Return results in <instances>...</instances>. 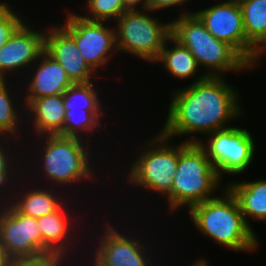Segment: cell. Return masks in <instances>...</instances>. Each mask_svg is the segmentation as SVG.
<instances>
[{
    "label": "cell",
    "mask_w": 266,
    "mask_h": 266,
    "mask_svg": "<svg viewBox=\"0 0 266 266\" xmlns=\"http://www.w3.org/2000/svg\"><path fill=\"white\" fill-rule=\"evenodd\" d=\"M223 193L189 209L193 225L204 237L234 251L253 252L259 247L258 236L240 210L236 198L224 186Z\"/></svg>",
    "instance_id": "2"
},
{
    "label": "cell",
    "mask_w": 266,
    "mask_h": 266,
    "mask_svg": "<svg viewBox=\"0 0 266 266\" xmlns=\"http://www.w3.org/2000/svg\"><path fill=\"white\" fill-rule=\"evenodd\" d=\"M104 225L103 232L97 238L98 242L92 245L95 250L93 249L90 254L91 258L86 259L92 266L157 265V263H153L155 261L150 256L152 251L147 249L149 247H146L147 242H144V238L141 240V237L138 238L135 234L126 235V232H120L110 222H106Z\"/></svg>",
    "instance_id": "10"
},
{
    "label": "cell",
    "mask_w": 266,
    "mask_h": 266,
    "mask_svg": "<svg viewBox=\"0 0 266 266\" xmlns=\"http://www.w3.org/2000/svg\"><path fill=\"white\" fill-rule=\"evenodd\" d=\"M221 181L199 143L181 142L172 189L165 196L167 209L177 212L186 206L189 210L196 204L215 198L214 190L222 185Z\"/></svg>",
    "instance_id": "5"
},
{
    "label": "cell",
    "mask_w": 266,
    "mask_h": 266,
    "mask_svg": "<svg viewBox=\"0 0 266 266\" xmlns=\"http://www.w3.org/2000/svg\"><path fill=\"white\" fill-rule=\"evenodd\" d=\"M87 15H80L89 21L107 22L111 19L116 21L127 11L122 0H85Z\"/></svg>",
    "instance_id": "25"
},
{
    "label": "cell",
    "mask_w": 266,
    "mask_h": 266,
    "mask_svg": "<svg viewBox=\"0 0 266 266\" xmlns=\"http://www.w3.org/2000/svg\"><path fill=\"white\" fill-rule=\"evenodd\" d=\"M8 85H9V81L6 80L0 86V139H9V138L12 139L13 138L14 140V138H16L17 140L18 138L17 133H20L22 131L21 125L22 126L28 125L29 123L25 121V118L24 119L22 118L24 116L22 114V110L25 109L24 106L23 108L22 107L20 108L16 104L18 103L16 101L17 96L11 92L12 90L9 89L10 87H7Z\"/></svg>",
    "instance_id": "21"
},
{
    "label": "cell",
    "mask_w": 266,
    "mask_h": 266,
    "mask_svg": "<svg viewBox=\"0 0 266 266\" xmlns=\"http://www.w3.org/2000/svg\"><path fill=\"white\" fill-rule=\"evenodd\" d=\"M171 36L191 52L199 67L205 68L206 76L250 71V64L232 46L210 34L194 11L183 10L179 18L171 21Z\"/></svg>",
    "instance_id": "4"
},
{
    "label": "cell",
    "mask_w": 266,
    "mask_h": 266,
    "mask_svg": "<svg viewBox=\"0 0 266 266\" xmlns=\"http://www.w3.org/2000/svg\"><path fill=\"white\" fill-rule=\"evenodd\" d=\"M169 41L174 44L172 48L167 45ZM155 62L162 63L161 66L169 72L170 76L181 80L195 77L199 70L195 57L172 36L166 41Z\"/></svg>",
    "instance_id": "20"
},
{
    "label": "cell",
    "mask_w": 266,
    "mask_h": 266,
    "mask_svg": "<svg viewBox=\"0 0 266 266\" xmlns=\"http://www.w3.org/2000/svg\"><path fill=\"white\" fill-rule=\"evenodd\" d=\"M217 40L232 46L249 64L256 48L246 39L241 6L233 1H221L194 12Z\"/></svg>",
    "instance_id": "12"
},
{
    "label": "cell",
    "mask_w": 266,
    "mask_h": 266,
    "mask_svg": "<svg viewBox=\"0 0 266 266\" xmlns=\"http://www.w3.org/2000/svg\"><path fill=\"white\" fill-rule=\"evenodd\" d=\"M188 1L192 0H146V9L156 12V10H165L173 6H182V4H186Z\"/></svg>",
    "instance_id": "30"
},
{
    "label": "cell",
    "mask_w": 266,
    "mask_h": 266,
    "mask_svg": "<svg viewBox=\"0 0 266 266\" xmlns=\"http://www.w3.org/2000/svg\"><path fill=\"white\" fill-rule=\"evenodd\" d=\"M205 138L208 144H204L196 136L184 142L199 143L220 178L223 177V173L233 176L244 173L253 162L256 145L250 131L230 126L217 130Z\"/></svg>",
    "instance_id": "8"
},
{
    "label": "cell",
    "mask_w": 266,
    "mask_h": 266,
    "mask_svg": "<svg viewBox=\"0 0 266 266\" xmlns=\"http://www.w3.org/2000/svg\"><path fill=\"white\" fill-rule=\"evenodd\" d=\"M35 135H61L65 123L64 94L33 99L24 109ZM27 116V117H26ZM30 118V119H28Z\"/></svg>",
    "instance_id": "17"
},
{
    "label": "cell",
    "mask_w": 266,
    "mask_h": 266,
    "mask_svg": "<svg viewBox=\"0 0 266 266\" xmlns=\"http://www.w3.org/2000/svg\"><path fill=\"white\" fill-rule=\"evenodd\" d=\"M230 1H233L234 3H237L238 5H241L247 1H250V0H230Z\"/></svg>",
    "instance_id": "35"
},
{
    "label": "cell",
    "mask_w": 266,
    "mask_h": 266,
    "mask_svg": "<svg viewBox=\"0 0 266 266\" xmlns=\"http://www.w3.org/2000/svg\"><path fill=\"white\" fill-rule=\"evenodd\" d=\"M34 186L35 188L29 187L30 190L27 189L26 192L24 187H20L22 191H18V193H15L16 195L13 196L11 204L20 213L34 218H40L54 213L66 203V197H61V193H59L60 191L58 190L55 192L56 189L54 186L51 185L49 186L50 188L45 185L43 187L39 186L38 188L36 185Z\"/></svg>",
    "instance_id": "18"
},
{
    "label": "cell",
    "mask_w": 266,
    "mask_h": 266,
    "mask_svg": "<svg viewBox=\"0 0 266 266\" xmlns=\"http://www.w3.org/2000/svg\"><path fill=\"white\" fill-rule=\"evenodd\" d=\"M11 6L7 2H0V17H2L9 9Z\"/></svg>",
    "instance_id": "33"
},
{
    "label": "cell",
    "mask_w": 266,
    "mask_h": 266,
    "mask_svg": "<svg viewBox=\"0 0 266 266\" xmlns=\"http://www.w3.org/2000/svg\"><path fill=\"white\" fill-rule=\"evenodd\" d=\"M0 251L4 259L53 252L42 240L37 218L20 213L11 203L0 206Z\"/></svg>",
    "instance_id": "11"
},
{
    "label": "cell",
    "mask_w": 266,
    "mask_h": 266,
    "mask_svg": "<svg viewBox=\"0 0 266 266\" xmlns=\"http://www.w3.org/2000/svg\"><path fill=\"white\" fill-rule=\"evenodd\" d=\"M12 140L13 139H0V170L19 171L18 169H20V170L24 169L23 167L17 168L16 167L17 165H15L16 164L15 159L17 158V155H15L16 153H14V152L12 153L10 151V146H11L10 142H12ZM4 145H6V146H4ZM12 154H13V156L15 155L16 157L15 156L12 157ZM14 167H16V168H14Z\"/></svg>",
    "instance_id": "29"
},
{
    "label": "cell",
    "mask_w": 266,
    "mask_h": 266,
    "mask_svg": "<svg viewBox=\"0 0 266 266\" xmlns=\"http://www.w3.org/2000/svg\"><path fill=\"white\" fill-rule=\"evenodd\" d=\"M190 266H209L208 262L204 258H199V260H196L192 265Z\"/></svg>",
    "instance_id": "34"
},
{
    "label": "cell",
    "mask_w": 266,
    "mask_h": 266,
    "mask_svg": "<svg viewBox=\"0 0 266 266\" xmlns=\"http://www.w3.org/2000/svg\"><path fill=\"white\" fill-rule=\"evenodd\" d=\"M25 170L26 169H24V170H20V171H4V170H0V193H2V194H4L3 196L0 194V206H5V205H8V204H10L11 203V201H12V199H13V196L15 195L14 193H13V191L11 192V191H9V190H11L13 187H10V189H8V187H9V185L10 186H12L13 184L12 183H14V182H16V184L17 183H19L17 180L15 181V179H17L18 177H22V175L24 174V175H26V173H25ZM22 172V173H21ZM24 172V173H23ZM22 174V175H21ZM18 177H17V176ZM20 175V176H19ZM7 188V191L5 190ZM4 190V191H3ZM4 192V193H3ZM7 192V193H6ZM12 196H11V195ZM7 195V196H6ZM6 196V197H5ZM8 196H10L9 197V200H8ZM12 197V198H11ZM4 198H6L5 200H3ZM3 200V201H2ZM5 201V202H4ZM8 201V202H7Z\"/></svg>",
    "instance_id": "28"
},
{
    "label": "cell",
    "mask_w": 266,
    "mask_h": 266,
    "mask_svg": "<svg viewBox=\"0 0 266 266\" xmlns=\"http://www.w3.org/2000/svg\"><path fill=\"white\" fill-rule=\"evenodd\" d=\"M66 18L60 26L75 40L85 63L97 74L100 67L109 63L112 53L118 52L115 27L111 25L110 28L106 22L86 20L73 12Z\"/></svg>",
    "instance_id": "9"
},
{
    "label": "cell",
    "mask_w": 266,
    "mask_h": 266,
    "mask_svg": "<svg viewBox=\"0 0 266 266\" xmlns=\"http://www.w3.org/2000/svg\"><path fill=\"white\" fill-rule=\"evenodd\" d=\"M149 12L152 11L127 10L115 21L118 53H129L155 63L171 37V22L162 23Z\"/></svg>",
    "instance_id": "7"
},
{
    "label": "cell",
    "mask_w": 266,
    "mask_h": 266,
    "mask_svg": "<svg viewBox=\"0 0 266 266\" xmlns=\"http://www.w3.org/2000/svg\"><path fill=\"white\" fill-rule=\"evenodd\" d=\"M100 120H102V118L99 119L90 110H66L63 136L77 137L83 140L87 139L88 142H92L89 138L92 137L91 134L101 127L103 128L101 124L102 121Z\"/></svg>",
    "instance_id": "24"
},
{
    "label": "cell",
    "mask_w": 266,
    "mask_h": 266,
    "mask_svg": "<svg viewBox=\"0 0 266 266\" xmlns=\"http://www.w3.org/2000/svg\"><path fill=\"white\" fill-rule=\"evenodd\" d=\"M240 6L246 39L257 50L266 40V0H250Z\"/></svg>",
    "instance_id": "22"
},
{
    "label": "cell",
    "mask_w": 266,
    "mask_h": 266,
    "mask_svg": "<svg viewBox=\"0 0 266 266\" xmlns=\"http://www.w3.org/2000/svg\"><path fill=\"white\" fill-rule=\"evenodd\" d=\"M89 83H75L70 86L64 94V107L66 110L82 111L90 110L99 119L104 115L102 112V102L98 97V88L95 84Z\"/></svg>",
    "instance_id": "23"
},
{
    "label": "cell",
    "mask_w": 266,
    "mask_h": 266,
    "mask_svg": "<svg viewBox=\"0 0 266 266\" xmlns=\"http://www.w3.org/2000/svg\"><path fill=\"white\" fill-rule=\"evenodd\" d=\"M263 54H266V40L263 42V44L256 50L255 56L250 64V70H252V67H255V63H258L261 60V57ZM260 59V60H259Z\"/></svg>",
    "instance_id": "32"
},
{
    "label": "cell",
    "mask_w": 266,
    "mask_h": 266,
    "mask_svg": "<svg viewBox=\"0 0 266 266\" xmlns=\"http://www.w3.org/2000/svg\"><path fill=\"white\" fill-rule=\"evenodd\" d=\"M4 263V257L2 256V253L0 251V266H3Z\"/></svg>",
    "instance_id": "36"
},
{
    "label": "cell",
    "mask_w": 266,
    "mask_h": 266,
    "mask_svg": "<svg viewBox=\"0 0 266 266\" xmlns=\"http://www.w3.org/2000/svg\"><path fill=\"white\" fill-rule=\"evenodd\" d=\"M226 185L236 198L244 219L251 229L250 219L266 223V179L249 182L231 181Z\"/></svg>",
    "instance_id": "19"
},
{
    "label": "cell",
    "mask_w": 266,
    "mask_h": 266,
    "mask_svg": "<svg viewBox=\"0 0 266 266\" xmlns=\"http://www.w3.org/2000/svg\"><path fill=\"white\" fill-rule=\"evenodd\" d=\"M35 65V66H34ZM35 67V68H34ZM33 68V70H32ZM34 72L24 83L25 86L20 97L19 104L26 107L33 99L63 94L74 83L70 80L65 69L60 63L55 61L50 55L44 52L40 58L32 65L29 72ZM27 90V91H26ZM26 91V93H24ZM23 101V102H22Z\"/></svg>",
    "instance_id": "15"
},
{
    "label": "cell",
    "mask_w": 266,
    "mask_h": 266,
    "mask_svg": "<svg viewBox=\"0 0 266 266\" xmlns=\"http://www.w3.org/2000/svg\"><path fill=\"white\" fill-rule=\"evenodd\" d=\"M38 138L42 140V143L37 142L41 147H36L38 153L34 154L37 156L33 159L40 167H35L38 169L36 172L40 171L36 177L42 174L40 178L45 177L44 182L47 180V185L52 180L50 183L54 186L56 184L57 187L62 185L68 187L70 184V186L75 183L81 184L80 181L83 179L85 182L86 179L89 181L91 178L94 179L96 172L93 170L96 168L92 166L95 165L92 158L95 153L90 147V142L61 135H41L35 138L41 141Z\"/></svg>",
    "instance_id": "3"
},
{
    "label": "cell",
    "mask_w": 266,
    "mask_h": 266,
    "mask_svg": "<svg viewBox=\"0 0 266 266\" xmlns=\"http://www.w3.org/2000/svg\"><path fill=\"white\" fill-rule=\"evenodd\" d=\"M200 73L195 82L171 93L167 119L160 130L167 138L203 133L207 136L230 127L227 122L241 117L242 107L235 87L223 76Z\"/></svg>",
    "instance_id": "1"
},
{
    "label": "cell",
    "mask_w": 266,
    "mask_h": 266,
    "mask_svg": "<svg viewBox=\"0 0 266 266\" xmlns=\"http://www.w3.org/2000/svg\"><path fill=\"white\" fill-rule=\"evenodd\" d=\"M65 260L58 253L43 252L33 256H15L4 259L3 266H64L67 265Z\"/></svg>",
    "instance_id": "26"
},
{
    "label": "cell",
    "mask_w": 266,
    "mask_h": 266,
    "mask_svg": "<svg viewBox=\"0 0 266 266\" xmlns=\"http://www.w3.org/2000/svg\"><path fill=\"white\" fill-rule=\"evenodd\" d=\"M6 80L0 79V86L5 82Z\"/></svg>",
    "instance_id": "37"
},
{
    "label": "cell",
    "mask_w": 266,
    "mask_h": 266,
    "mask_svg": "<svg viewBox=\"0 0 266 266\" xmlns=\"http://www.w3.org/2000/svg\"><path fill=\"white\" fill-rule=\"evenodd\" d=\"M72 209L73 208L70 209L68 205L66 206L64 203L54 213L37 218L43 242L53 252L62 255L66 261L69 256L71 257L69 253L73 252L71 248L77 247L76 245L79 243L77 240L74 241V238L78 237L75 234V229L78 228L76 227V225L78 226V222L76 224V220L73 218L75 215H73Z\"/></svg>",
    "instance_id": "16"
},
{
    "label": "cell",
    "mask_w": 266,
    "mask_h": 266,
    "mask_svg": "<svg viewBox=\"0 0 266 266\" xmlns=\"http://www.w3.org/2000/svg\"><path fill=\"white\" fill-rule=\"evenodd\" d=\"M10 8L2 17H0V48L5 45L15 31L25 22L20 16Z\"/></svg>",
    "instance_id": "27"
},
{
    "label": "cell",
    "mask_w": 266,
    "mask_h": 266,
    "mask_svg": "<svg viewBox=\"0 0 266 266\" xmlns=\"http://www.w3.org/2000/svg\"><path fill=\"white\" fill-rule=\"evenodd\" d=\"M45 31V52L65 69L75 83H89L99 78L85 63L75 40L60 26Z\"/></svg>",
    "instance_id": "14"
},
{
    "label": "cell",
    "mask_w": 266,
    "mask_h": 266,
    "mask_svg": "<svg viewBox=\"0 0 266 266\" xmlns=\"http://www.w3.org/2000/svg\"><path fill=\"white\" fill-rule=\"evenodd\" d=\"M44 52L45 32L32 29L28 22H24L0 48V79L7 80L9 73L17 75L24 68V71L28 68L29 73L30 67Z\"/></svg>",
    "instance_id": "13"
},
{
    "label": "cell",
    "mask_w": 266,
    "mask_h": 266,
    "mask_svg": "<svg viewBox=\"0 0 266 266\" xmlns=\"http://www.w3.org/2000/svg\"><path fill=\"white\" fill-rule=\"evenodd\" d=\"M127 10H139L138 5H141V10L146 9V0H122Z\"/></svg>",
    "instance_id": "31"
},
{
    "label": "cell",
    "mask_w": 266,
    "mask_h": 266,
    "mask_svg": "<svg viewBox=\"0 0 266 266\" xmlns=\"http://www.w3.org/2000/svg\"><path fill=\"white\" fill-rule=\"evenodd\" d=\"M169 142L170 138L160 131L144 142L145 149L139 148L141 153L131 162L130 168L127 167L128 186L142 187L165 198L172 189L180 154V143L172 146Z\"/></svg>",
    "instance_id": "6"
}]
</instances>
